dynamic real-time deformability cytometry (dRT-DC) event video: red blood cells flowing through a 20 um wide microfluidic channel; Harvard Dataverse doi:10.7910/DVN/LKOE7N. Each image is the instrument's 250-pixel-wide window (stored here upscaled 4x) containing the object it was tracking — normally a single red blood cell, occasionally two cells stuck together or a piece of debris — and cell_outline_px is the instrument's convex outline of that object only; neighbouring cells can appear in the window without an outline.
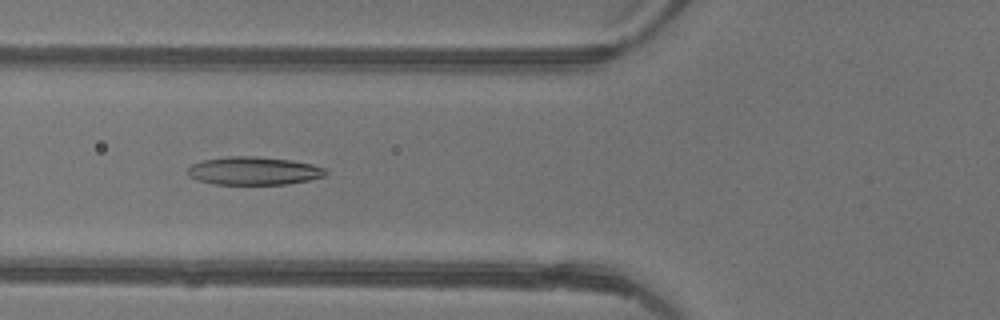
{"species": "common noctule bat (a hibernating species)", "species_latin": "Nyctalus noctula", "temperature_condition": "warm", "stored_images_in_passage": 46, "camera_frame_rate_fps": 3000, "um_per_image_px": 0.085, "animal": {"sex": "female"}, "frame": {"image": 1, "passage_image": 18, "time_ms": 5.667, "image_size_px": [1000, 320], "cell_outline_px": [[328, 172], [324, 176], [308, 180], [288, 184], [216, 184], [200, 180], [192, 176], [188, 172], [188, 168], [192, 164], [204, 160], [228, 156], [256, 156], [288, 160], [312, 164], [324, 168]], "centroid_in_image_um": [21.6, 14.52], "position_along_channel_um": 104.2, "area_um2": 22.25}}
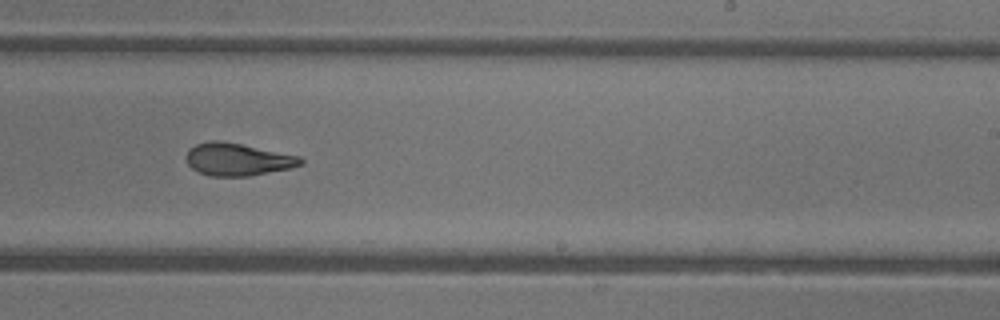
{"frame": {"image": 2, "passage_image": 29, "time_ms": 9.333, "image_size_px": [1000, 320], "cell_outline_px": [[304, 164], [292, 168], [248, 176], [208, 176], [192, 168], [188, 164], [184, 156], [188, 148], [196, 144], [212, 140], [220, 140], [300, 156], [304, 160]], "centroid_in_image_um": [20.18, 13.55], "position_along_channel_um": 268.8, "area_um2": 21.79}}
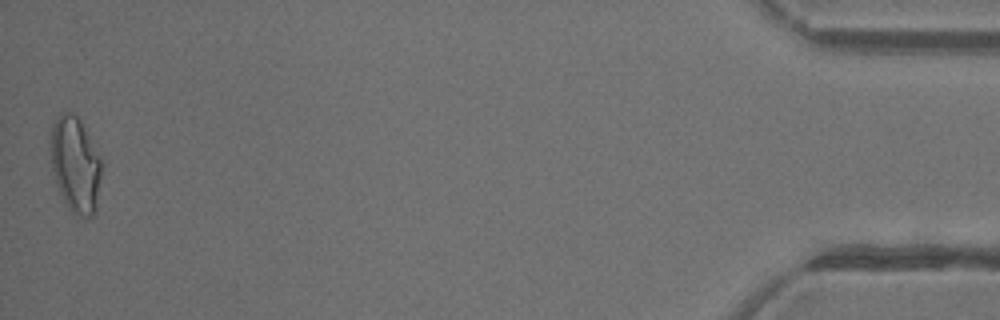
{"frame": {"image": 3, "passage_image": 46, "time_ms": 15.0, "image_size_px": [1000, 320], "cell_outline_px": [[100, 176], [96, 212], [88, 220], [84, 220], [72, 212], [68, 208], [56, 184], [52, 168], [52, 124], [60, 112], [72, 112], [84, 124], [100, 156]], "centroid_in_image_um": [6.43, 14.02], "position_along_channel_um": 428.8, "area_um2": 28.38}, "authors_computed_cell_mechanics": {"area_um2": 23.2934, "velocity_mm_per_s": 4.4801, "shape_relaxation_time_tau1_ms": 6.5807, "shape_relaxation_time_tau2_ms": 2.5961, "deformation_change_tau1": 0.2076, "deformation_change_tau2": 0.1028}}